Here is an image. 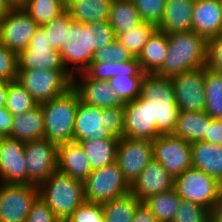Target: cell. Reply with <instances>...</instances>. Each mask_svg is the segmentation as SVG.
Returning <instances> with one entry per match:
<instances>
[{
	"mask_svg": "<svg viewBox=\"0 0 222 222\" xmlns=\"http://www.w3.org/2000/svg\"><path fill=\"white\" fill-rule=\"evenodd\" d=\"M72 88L77 92L79 100L86 104L101 109L124 106L109 81L91 79L84 72L72 77Z\"/></svg>",
	"mask_w": 222,
	"mask_h": 222,
	"instance_id": "ac0fdd59",
	"label": "cell"
},
{
	"mask_svg": "<svg viewBox=\"0 0 222 222\" xmlns=\"http://www.w3.org/2000/svg\"><path fill=\"white\" fill-rule=\"evenodd\" d=\"M118 142L119 138H106L100 140L88 139L78 141L88 157L92 170L99 169L116 162Z\"/></svg>",
	"mask_w": 222,
	"mask_h": 222,
	"instance_id": "f1b7e54d",
	"label": "cell"
},
{
	"mask_svg": "<svg viewBox=\"0 0 222 222\" xmlns=\"http://www.w3.org/2000/svg\"><path fill=\"white\" fill-rule=\"evenodd\" d=\"M152 159V141L126 137L119 138L116 163L130 186Z\"/></svg>",
	"mask_w": 222,
	"mask_h": 222,
	"instance_id": "4fadbf2b",
	"label": "cell"
},
{
	"mask_svg": "<svg viewBox=\"0 0 222 222\" xmlns=\"http://www.w3.org/2000/svg\"><path fill=\"white\" fill-rule=\"evenodd\" d=\"M142 99L149 100L151 121L160 135L173 134L179 115L170 77L146 73L141 86Z\"/></svg>",
	"mask_w": 222,
	"mask_h": 222,
	"instance_id": "7a4b0ae2",
	"label": "cell"
},
{
	"mask_svg": "<svg viewBox=\"0 0 222 222\" xmlns=\"http://www.w3.org/2000/svg\"><path fill=\"white\" fill-rule=\"evenodd\" d=\"M168 51L163 64L154 72L162 77L206 66L207 40L193 30L167 34Z\"/></svg>",
	"mask_w": 222,
	"mask_h": 222,
	"instance_id": "6da1fadb",
	"label": "cell"
},
{
	"mask_svg": "<svg viewBox=\"0 0 222 222\" xmlns=\"http://www.w3.org/2000/svg\"><path fill=\"white\" fill-rule=\"evenodd\" d=\"M192 30L206 40L222 34L221 0H195Z\"/></svg>",
	"mask_w": 222,
	"mask_h": 222,
	"instance_id": "44dd1931",
	"label": "cell"
},
{
	"mask_svg": "<svg viewBox=\"0 0 222 222\" xmlns=\"http://www.w3.org/2000/svg\"><path fill=\"white\" fill-rule=\"evenodd\" d=\"M13 115L6 109L0 108V137H8L12 126Z\"/></svg>",
	"mask_w": 222,
	"mask_h": 222,
	"instance_id": "f5cc1de1",
	"label": "cell"
},
{
	"mask_svg": "<svg viewBox=\"0 0 222 222\" xmlns=\"http://www.w3.org/2000/svg\"><path fill=\"white\" fill-rule=\"evenodd\" d=\"M112 0H66L73 21L82 24L109 20Z\"/></svg>",
	"mask_w": 222,
	"mask_h": 222,
	"instance_id": "484cf974",
	"label": "cell"
},
{
	"mask_svg": "<svg viewBox=\"0 0 222 222\" xmlns=\"http://www.w3.org/2000/svg\"><path fill=\"white\" fill-rule=\"evenodd\" d=\"M140 203L131 192L103 203L104 222H132Z\"/></svg>",
	"mask_w": 222,
	"mask_h": 222,
	"instance_id": "4dcf8cb0",
	"label": "cell"
},
{
	"mask_svg": "<svg viewBox=\"0 0 222 222\" xmlns=\"http://www.w3.org/2000/svg\"><path fill=\"white\" fill-rule=\"evenodd\" d=\"M174 189V178L161 163L152 159L130 186V192L141 202L148 197Z\"/></svg>",
	"mask_w": 222,
	"mask_h": 222,
	"instance_id": "ffe728a7",
	"label": "cell"
},
{
	"mask_svg": "<svg viewBox=\"0 0 222 222\" xmlns=\"http://www.w3.org/2000/svg\"><path fill=\"white\" fill-rule=\"evenodd\" d=\"M192 167L204 171L222 184V145L196 141L191 143Z\"/></svg>",
	"mask_w": 222,
	"mask_h": 222,
	"instance_id": "cb8c5ba5",
	"label": "cell"
},
{
	"mask_svg": "<svg viewBox=\"0 0 222 222\" xmlns=\"http://www.w3.org/2000/svg\"><path fill=\"white\" fill-rule=\"evenodd\" d=\"M58 171L82 182L92 172L88 157L78 142L58 145Z\"/></svg>",
	"mask_w": 222,
	"mask_h": 222,
	"instance_id": "7402d4cb",
	"label": "cell"
},
{
	"mask_svg": "<svg viewBox=\"0 0 222 222\" xmlns=\"http://www.w3.org/2000/svg\"><path fill=\"white\" fill-rule=\"evenodd\" d=\"M37 103L18 80L9 82L6 109L12 114H23Z\"/></svg>",
	"mask_w": 222,
	"mask_h": 222,
	"instance_id": "d590c367",
	"label": "cell"
},
{
	"mask_svg": "<svg viewBox=\"0 0 222 222\" xmlns=\"http://www.w3.org/2000/svg\"><path fill=\"white\" fill-rule=\"evenodd\" d=\"M117 62H91L84 73L91 79L109 81L116 76Z\"/></svg>",
	"mask_w": 222,
	"mask_h": 222,
	"instance_id": "c3c4849f",
	"label": "cell"
},
{
	"mask_svg": "<svg viewBox=\"0 0 222 222\" xmlns=\"http://www.w3.org/2000/svg\"><path fill=\"white\" fill-rule=\"evenodd\" d=\"M72 21L69 12L66 10L57 18L43 25L53 49L61 50L66 41L67 28Z\"/></svg>",
	"mask_w": 222,
	"mask_h": 222,
	"instance_id": "74e56055",
	"label": "cell"
},
{
	"mask_svg": "<svg viewBox=\"0 0 222 222\" xmlns=\"http://www.w3.org/2000/svg\"><path fill=\"white\" fill-rule=\"evenodd\" d=\"M132 222H159L156 217L150 212V209L141 202L134 213Z\"/></svg>",
	"mask_w": 222,
	"mask_h": 222,
	"instance_id": "816d5d0a",
	"label": "cell"
},
{
	"mask_svg": "<svg viewBox=\"0 0 222 222\" xmlns=\"http://www.w3.org/2000/svg\"><path fill=\"white\" fill-rule=\"evenodd\" d=\"M12 9H23L28 0H5Z\"/></svg>",
	"mask_w": 222,
	"mask_h": 222,
	"instance_id": "6f0895ef",
	"label": "cell"
},
{
	"mask_svg": "<svg viewBox=\"0 0 222 222\" xmlns=\"http://www.w3.org/2000/svg\"><path fill=\"white\" fill-rule=\"evenodd\" d=\"M121 74L132 77H144L146 72L142 70L137 57H135L127 62H117L116 76H121Z\"/></svg>",
	"mask_w": 222,
	"mask_h": 222,
	"instance_id": "681fc988",
	"label": "cell"
},
{
	"mask_svg": "<svg viewBox=\"0 0 222 222\" xmlns=\"http://www.w3.org/2000/svg\"><path fill=\"white\" fill-rule=\"evenodd\" d=\"M38 188L39 197L62 222L66 221L85 201L83 182L58 170Z\"/></svg>",
	"mask_w": 222,
	"mask_h": 222,
	"instance_id": "277c9868",
	"label": "cell"
},
{
	"mask_svg": "<svg viewBox=\"0 0 222 222\" xmlns=\"http://www.w3.org/2000/svg\"><path fill=\"white\" fill-rule=\"evenodd\" d=\"M119 138L104 126V109L79 100L74 123V142Z\"/></svg>",
	"mask_w": 222,
	"mask_h": 222,
	"instance_id": "d6986e66",
	"label": "cell"
},
{
	"mask_svg": "<svg viewBox=\"0 0 222 222\" xmlns=\"http://www.w3.org/2000/svg\"><path fill=\"white\" fill-rule=\"evenodd\" d=\"M85 201L103 204L130 192L119 165L113 164L92 170L83 181Z\"/></svg>",
	"mask_w": 222,
	"mask_h": 222,
	"instance_id": "52a82bcc",
	"label": "cell"
},
{
	"mask_svg": "<svg viewBox=\"0 0 222 222\" xmlns=\"http://www.w3.org/2000/svg\"><path fill=\"white\" fill-rule=\"evenodd\" d=\"M144 77H132L121 74L109 79L110 86L123 103L131 102L141 94Z\"/></svg>",
	"mask_w": 222,
	"mask_h": 222,
	"instance_id": "8d00e7d4",
	"label": "cell"
},
{
	"mask_svg": "<svg viewBox=\"0 0 222 222\" xmlns=\"http://www.w3.org/2000/svg\"><path fill=\"white\" fill-rule=\"evenodd\" d=\"M181 198L172 189L148 197L143 202L159 222H172L179 207Z\"/></svg>",
	"mask_w": 222,
	"mask_h": 222,
	"instance_id": "1f68e13d",
	"label": "cell"
},
{
	"mask_svg": "<svg viewBox=\"0 0 222 222\" xmlns=\"http://www.w3.org/2000/svg\"><path fill=\"white\" fill-rule=\"evenodd\" d=\"M143 22L154 23L162 21L166 0H132Z\"/></svg>",
	"mask_w": 222,
	"mask_h": 222,
	"instance_id": "60d3db41",
	"label": "cell"
},
{
	"mask_svg": "<svg viewBox=\"0 0 222 222\" xmlns=\"http://www.w3.org/2000/svg\"><path fill=\"white\" fill-rule=\"evenodd\" d=\"M205 112L214 120H222V75L204 66Z\"/></svg>",
	"mask_w": 222,
	"mask_h": 222,
	"instance_id": "d6a6232c",
	"label": "cell"
},
{
	"mask_svg": "<svg viewBox=\"0 0 222 222\" xmlns=\"http://www.w3.org/2000/svg\"><path fill=\"white\" fill-rule=\"evenodd\" d=\"M108 22L115 33L135 29L143 23L132 0H112Z\"/></svg>",
	"mask_w": 222,
	"mask_h": 222,
	"instance_id": "f546056e",
	"label": "cell"
},
{
	"mask_svg": "<svg viewBox=\"0 0 222 222\" xmlns=\"http://www.w3.org/2000/svg\"><path fill=\"white\" fill-rule=\"evenodd\" d=\"M210 219V210L197 203L181 199L172 222H211Z\"/></svg>",
	"mask_w": 222,
	"mask_h": 222,
	"instance_id": "f35d334b",
	"label": "cell"
},
{
	"mask_svg": "<svg viewBox=\"0 0 222 222\" xmlns=\"http://www.w3.org/2000/svg\"><path fill=\"white\" fill-rule=\"evenodd\" d=\"M79 104L77 92L66 93L40 104L44 117V138L57 145L74 142V123Z\"/></svg>",
	"mask_w": 222,
	"mask_h": 222,
	"instance_id": "3957f363",
	"label": "cell"
},
{
	"mask_svg": "<svg viewBox=\"0 0 222 222\" xmlns=\"http://www.w3.org/2000/svg\"><path fill=\"white\" fill-rule=\"evenodd\" d=\"M158 136L160 134L157 132L156 123L151 121L149 100L139 96L124 103L123 137L152 141Z\"/></svg>",
	"mask_w": 222,
	"mask_h": 222,
	"instance_id": "e0dca14e",
	"label": "cell"
},
{
	"mask_svg": "<svg viewBox=\"0 0 222 222\" xmlns=\"http://www.w3.org/2000/svg\"><path fill=\"white\" fill-rule=\"evenodd\" d=\"M174 190L181 199L211 211L219 199L222 184L204 171L191 167L174 178Z\"/></svg>",
	"mask_w": 222,
	"mask_h": 222,
	"instance_id": "8992f818",
	"label": "cell"
},
{
	"mask_svg": "<svg viewBox=\"0 0 222 222\" xmlns=\"http://www.w3.org/2000/svg\"><path fill=\"white\" fill-rule=\"evenodd\" d=\"M171 82L180 111H205L204 67L175 75Z\"/></svg>",
	"mask_w": 222,
	"mask_h": 222,
	"instance_id": "5bb4252c",
	"label": "cell"
},
{
	"mask_svg": "<svg viewBox=\"0 0 222 222\" xmlns=\"http://www.w3.org/2000/svg\"><path fill=\"white\" fill-rule=\"evenodd\" d=\"M39 25L52 21L67 10L66 0H28L23 8Z\"/></svg>",
	"mask_w": 222,
	"mask_h": 222,
	"instance_id": "836d02e7",
	"label": "cell"
},
{
	"mask_svg": "<svg viewBox=\"0 0 222 222\" xmlns=\"http://www.w3.org/2000/svg\"><path fill=\"white\" fill-rule=\"evenodd\" d=\"M206 68L222 75V34L207 40Z\"/></svg>",
	"mask_w": 222,
	"mask_h": 222,
	"instance_id": "f6af8a7d",
	"label": "cell"
},
{
	"mask_svg": "<svg viewBox=\"0 0 222 222\" xmlns=\"http://www.w3.org/2000/svg\"><path fill=\"white\" fill-rule=\"evenodd\" d=\"M72 75L67 70H18L17 80L37 104L66 93L72 88Z\"/></svg>",
	"mask_w": 222,
	"mask_h": 222,
	"instance_id": "5b68a950",
	"label": "cell"
},
{
	"mask_svg": "<svg viewBox=\"0 0 222 222\" xmlns=\"http://www.w3.org/2000/svg\"><path fill=\"white\" fill-rule=\"evenodd\" d=\"M211 222H222V191L220 193L219 199L213 205L210 211Z\"/></svg>",
	"mask_w": 222,
	"mask_h": 222,
	"instance_id": "db71d44e",
	"label": "cell"
},
{
	"mask_svg": "<svg viewBox=\"0 0 222 222\" xmlns=\"http://www.w3.org/2000/svg\"><path fill=\"white\" fill-rule=\"evenodd\" d=\"M0 182L27 184L25 142L0 137Z\"/></svg>",
	"mask_w": 222,
	"mask_h": 222,
	"instance_id": "2e32d148",
	"label": "cell"
},
{
	"mask_svg": "<svg viewBox=\"0 0 222 222\" xmlns=\"http://www.w3.org/2000/svg\"><path fill=\"white\" fill-rule=\"evenodd\" d=\"M104 126L119 138L123 137L124 106L104 109Z\"/></svg>",
	"mask_w": 222,
	"mask_h": 222,
	"instance_id": "bcb514c9",
	"label": "cell"
},
{
	"mask_svg": "<svg viewBox=\"0 0 222 222\" xmlns=\"http://www.w3.org/2000/svg\"><path fill=\"white\" fill-rule=\"evenodd\" d=\"M67 70L61 54L53 49L43 26H39L29 45L18 54V70Z\"/></svg>",
	"mask_w": 222,
	"mask_h": 222,
	"instance_id": "30bf717a",
	"label": "cell"
},
{
	"mask_svg": "<svg viewBox=\"0 0 222 222\" xmlns=\"http://www.w3.org/2000/svg\"><path fill=\"white\" fill-rule=\"evenodd\" d=\"M27 184L39 186L58 170V145L42 138L25 142Z\"/></svg>",
	"mask_w": 222,
	"mask_h": 222,
	"instance_id": "7c38bea8",
	"label": "cell"
},
{
	"mask_svg": "<svg viewBox=\"0 0 222 222\" xmlns=\"http://www.w3.org/2000/svg\"><path fill=\"white\" fill-rule=\"evenodd\" d=\"M135 57L117 39L94 52L92 62H127Z\"/></svg>",
	"mask_w": 222,
	"mask_h": 222,
	"instance_id": "ab89813d",
	"label": "cell"
},
{
	"mask_svg": "<svg viewBox=\"0 0 222 222\" xmlns=\"http://www.w3.org/2000/svg\"><path fill=\"white\" fill-rule=\"evenodd\" d=\"M91 47L94 51L116 40V34L108 21L90 23Z\"/></svg>",
	"mask_w": 222,
	"mask_h": 222,
	"instance_id": "b9f144b4",
	"label": "cell"
},
{
	"mask_svg": "<svg viewBox=\"0 0 222 222\" xmlns=\"http://www.w3.org/2000/svg\"><path fill=\"white\" fill-rule=\"evenodd\" d=\"M18 77V54L0 42V80L12 82Z\"/></svg>",
	"mask_w": 222,
	"mask_h": 222,
	"instance_id": "7bdbcfd3",
	"label": "cell"
},
{
	"mask_svg": "<svg viewBox=\"0 0 222 222\" xmlns=\"http://www.w3.org/2000/svg\"><path fill=\"white\" fill-rule=\"evenodd\" d=\"M204 142L222 145V120H212L205 135Z\"/></svg>",
	"mask_w": 222,
	"mask_h": 222,
	"instance_id": "f907efd6",
	"label": "cell"
},
{
	"mask_svg": "<svg viewBox=\"0 0 222 222\" xmlns=\"http://www.w3.org/2000/svg\"><path fill=\"white\" fill-rule=\"evenodd\" d=\"M195 0H166L162 21L157 29L170 33L192 30Z\"/></svg>",
	"mask_w": 222,
	"mask_h": 222,
	"instance_id": "603a6c76",
	"label": "cell"
},
{
	"mask_svg": "<svg viewBox=\"0 0 222 222\" xmlns=\"http://www.w3.org/2000/svg\"><path fill=\"white\" fill-rule=\"evenodd\" d=\"M156 29L157 26L154 23L143 22L135 29H129L126 30V32L115 34L116 39L126 47L134 57H138L142 52L143 46Z\"/></svg>",
	"mask_w": 222,
	"mask_h": 222,
	"instance_id": "e575fe53",
	"label": "cell"
},
{
	"mask_svg": "<svg viewBox=\"0 0 222 222\" xmlns=\"http://www.w3.org/2000/svg\"><path fill=\"white\" fill-rule=\"evenodd\" d=\"M168 51L167 34L156 29L137 57L146 73H154L162 64Z\"/></svg>",
	"mask_w": 222,
	"mask_h": 222,
	"instance_id": "83f0119b",
	"label": "cell"
},
{
	"mask_svg": "<svg viewBox=\"0 0 222 222\" xmlns=\"http://www.w3.org/2000/svg\"><path fill=\"white\" fill-rule=\"evenodd\" d=\"M153 159L173 177L192 167L191 143L173 134L160 135L152 140Z\"/></svg>",
	"mask_w": 222,
	"mask_h": 222,
	"instance_id": "8fae6325",
	"label": "cell"
},
{
	"mask_svg": "<svg viewBox=\"0 0 222 222\" xmlns=\"http://www.w3.org/2000/svg\"><path fill=\"white\" fill-rule=\"evenodd\" d=\"M64 222H104L102 204L84 201Z\"/></svg>",
	"mask_w": 222,
	"mask_h": 222,
	"instance_id": "ee69618b",
	"label": "cell"
},
{
	"mask_svg": "<svg viewBox=\"0 0 222 222\" xmlns=\"http://www.w3.org/2000/svg\"><path fill=\"white\" fill-rule=\"evenodd\" d=\"M8 137L22 142L44 138V117L41 105L37 104L23 114L13 115Z\"/></svg>",
	"mask_w": 222,
	"mask_h": 222,
	"instance_id": "d4e9b609",
	"label": "cell"
},
{
	"mask_svg": "<svg viewBox=\"0 0 222 222\" xmlns=\"http://www.w3.org/2000/svg\"><path fill=\"white\" fill-rule=\"evenodd\" d=\"M38 197L37 185L0 182V222H26Z\"/></svg>",
	"mask_w": 222,
	"mask_h": 222,
	"instance_id": "9c48e42d",
	"label": "cell"
},
{
	"mask_svg": "<svg viewBox=\"0 0 222 222\" xmlns=\"http://www.w3.org/2000/svg\"><path fill=\"white\" fill-rule=\"evenodd\" d=\"M90 23L72 21L67 28L65 44L59 51L67 71L72 75L84 72L93 60Z\"/></svg>",
	"mask_w": 222,
	"mask_h": 222,
	"instance_id": "ba28073f",
	"label": "cell"
},
{
	"mask_svg": "<svg viewBox=\"0 0 222 222\" xmlns=\"http://www.w3.org/2000/svg\"><path fill=\"white\" fill-rule=\"evenodd\" d=\"M26 222H62L41 197L31 207Z\"/></svg>",
	"mask_w": 222,
	"mask_h": 222,
	"instance_id": "7dc6e473",
	"label": "cell"
},
{
	"mask_svg": "<svg viewBox=\"0 0 222 222\" xmlns=\"http://www.w3.org/2000/svg\"><path fill=\"white\" fill-rule=\"evenodd\" d=\"M39 25L23 9H12L0 22V42L19 54L28 45Z\"/></svg>",
	"mask_w": 222,
	"mask_h": 222,
	"instance_id": "9a60e30c",
	"label": "cell"
},
{
	"mask_svg": "<svg viewBox=\"0 0 222 222\" xmlns=\"http://www.w3.org/2000/svg\"><path fill=\"white\" fill-rule=\"evenodd\" d=\"M8 81L0 80V108L6 107L8 95Z\"/></svg>",
	"mask_w": 222,
	"mask_h": 222,
	"instance_id": "11a10c76",
	"label": "cell"
},
{
	"mask_svg": "<svg viewBox=\"0 0 222 222\" xmlns=\"http://www.w3.org/2000/svg\"><path fill=\"white\" fill-rule=\"evenodd\" d=\"M212 120L205 111H179L173 135L190 143L202 141Z\"/></svg>",
	"mask_w": 222,
	"mask_h": 222,
	"instance_id": "4316f807",
	"label": "cell"
},
{
	"mask_svg": "<svg viewBox=\"0 0 222 222\" xmlns=\"http://www.w3.org/2000/svg\"><path fill=\"white\" fill-rule=\"evenodd\" d=\"M12 8L7 4L5 0H0V22L7 16Z\"/></svg>",
	"mask_w": 222,
	"mask_h": 222,
	"instance_id": "9f6ffc18",
	"label": "cell"
}]
</instances>
